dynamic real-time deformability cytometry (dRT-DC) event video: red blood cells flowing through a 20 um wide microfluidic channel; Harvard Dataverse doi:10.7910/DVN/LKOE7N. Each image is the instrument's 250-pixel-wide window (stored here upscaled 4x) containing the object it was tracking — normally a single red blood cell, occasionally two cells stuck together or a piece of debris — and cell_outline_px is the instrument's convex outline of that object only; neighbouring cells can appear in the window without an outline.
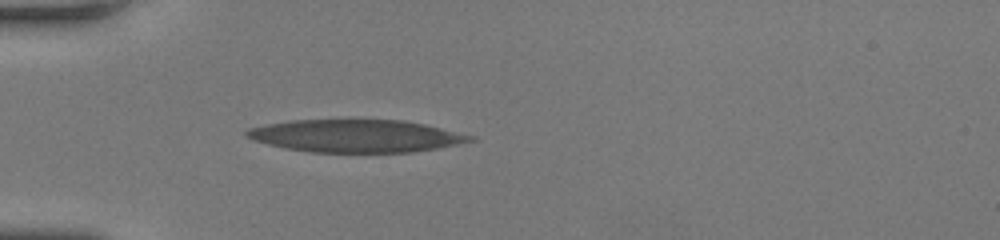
{"species": "human", "species_latin": "Homo sapiens", "temperature_condition": "room temperature", "stored_images_in_passage": 39, "camera_frame_rate_fps": 3000, "um_per_image_px": 0.085, "donor": {"sex": "female"}, "frame": {"image": 1, "passage_image": 1, "time_ms": 0.0, "image_size_px": [1000, 240], "cell_outline_px": [[476, 140], [436, 148], [412, 152], [312, 152], [284, 148], [252, 140], [244, 136], [244, 132], [248, 128], [288, 120], [348, 116], [404, 120], [424, 124], [476, 136]], "centroid_in_image_um": [30.2, 11.49], "position_along_channel_um": 54.8, "area_um2": 44.1}}
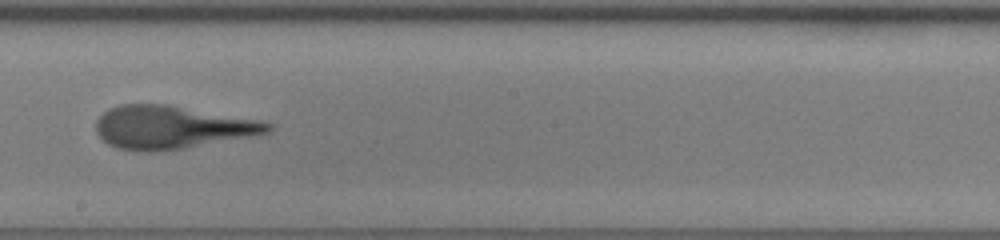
{"frame": {"image": 2, "passage_image": 16, "time_ms": 5.0, "image_size_px": [1000, 240], "cell_outline_px": [[276, 124], [272, 132], [180, 148], [120, 148], [108, 144], [96, 132], [96, 120], [108, 108], [120, 104], [164, 104], [260, 120]], "centroid_in_image_um": [14.63, 10.76], "position_along_channel_um": 233.6, "area_um2": 41.62}}
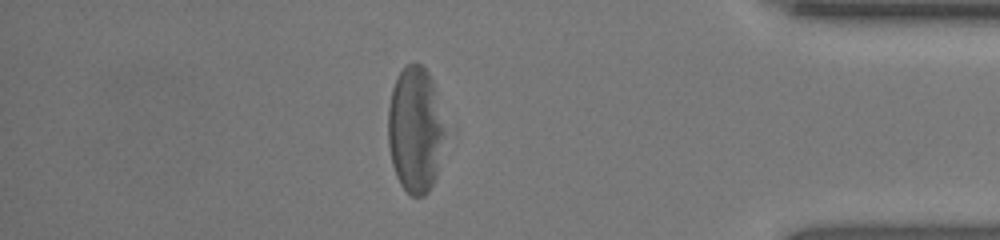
{"frame": {"image": 3, "passage_image": 31, "time_ms": 10.0, "image_size_px": [1000, 240], "cell_outline_px": [[448, 132], [436, 176], [428, 192], [424, 196], [412, 196], [400, 184], [396, 176], [392, 164], [388, 144], [388, 108], [392, 88], [400, 72], [408, 64], [416, 60], [428, 72], [432, 80]], "centroid_in_image_um": [35.33, 11.03], "position_along_channel_um": 399.9, "area_um2": 42.48}}